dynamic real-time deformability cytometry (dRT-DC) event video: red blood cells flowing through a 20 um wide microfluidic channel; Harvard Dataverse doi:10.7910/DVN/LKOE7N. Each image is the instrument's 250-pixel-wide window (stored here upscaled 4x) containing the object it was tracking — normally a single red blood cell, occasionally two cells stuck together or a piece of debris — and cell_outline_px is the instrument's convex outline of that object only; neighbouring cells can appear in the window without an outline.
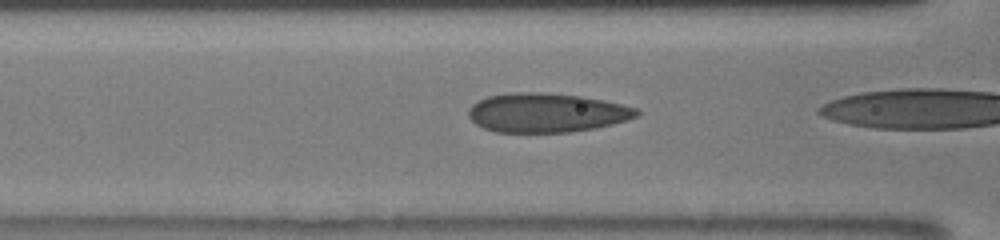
{"species": "human", "species_latin": "Homo sapiens", "temperature_condition": "room temperature", "stored_images_in_passage": 10, "camera_frame_rate_fps": 3000, "um_per_image_px": 0.085, "donor": {"sex": "male"}, "frame": {"image": 1, "passage_image": 8, "time_ms": 2.0, "image_size_px": [1000, 240], "cell_outline_px": [[640, 116], [628, 120], [596, 128], [572, 132], [496, 132], [484, 128], [476, 124], [468, 116], [468, 108], [472, 104], [488, 96], [512, 92], [540, 92], [584, 96], [604, 100], [636, 108], [640, 112]], "centroid_in_image_um": [46.47, 9.58], "position_along_channel_um": 120.1, "area_um2": 38.61}}